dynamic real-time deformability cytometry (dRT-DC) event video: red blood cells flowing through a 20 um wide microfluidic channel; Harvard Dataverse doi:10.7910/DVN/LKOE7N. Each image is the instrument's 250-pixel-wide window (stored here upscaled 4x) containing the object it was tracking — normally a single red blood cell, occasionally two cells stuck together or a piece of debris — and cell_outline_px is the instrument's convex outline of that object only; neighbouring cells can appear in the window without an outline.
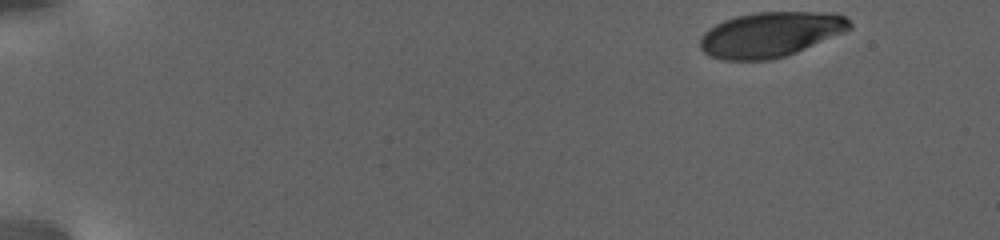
{"species": "human", "species_latin": "Homo sapiens", "temperature_condition": "warm", "stored_images_in_passage": 54, "camera_frame_rate_fps": 3000, "um_per_image_px": 0.085, "donor": {"sex": "female"}, "frame": {"image": 1, "passage_image": 1, "time_ms": 0.0, "image_size_px": [1000, 240], "cell_outline_px": [[852, 28], [844, 32], [796, 52], [772, 60], [724, 60], [712, 56], [704, 52], [700, 48], [700, 36], [708, 28], [724, 20], [736, 16], [756, 12], [836, 12], [844, 16], [852, 24]], "centroid_in_image_um": [65.49, 2.92], "position_along_channel_um": 19.5, "area_um2": 39.3}}
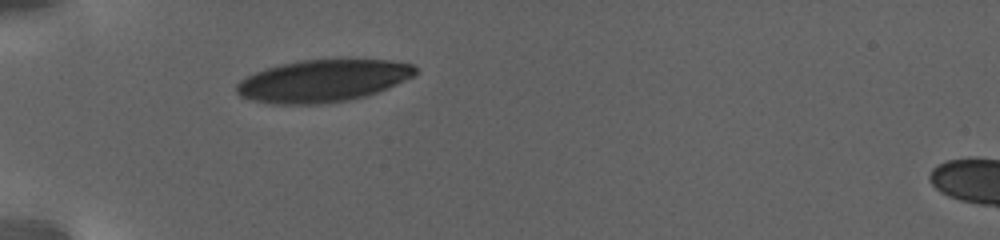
{"frame": {"image": 2, "passage_image": 39, "time_ms": 6.0, "image_size_px": [1000, 240], "cell_outline_px": [[416, 72], [412, 76], [388, 88], [368, 96], [348, 100], [320, 104], [272, 104], [252, 100], [240, 96], [236, 92], [236, 84], [240, 80], [256, 72], [280, 64], [300, 60], [348, 56], [388, 60], [412, 64], [416, 68]], "centroid_in_image_um": [27.48, 6.83], "position_along_channel_um": 57.5, "area_um2": 45.03}}
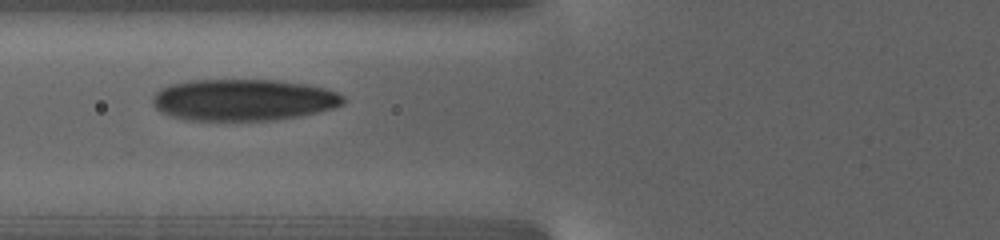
{"frame": {"image": 3, "passage_image": 53, "time_ms": 8.333, "image_size_px": [1000, 240], "cell_outline_px": [[344, 104], [332, 108], [300, 116], [276, 120], [184, 120], [160, 112], [156, 108], [152, 100], [152, 96], [160, 88], [168, 84], [188, 80], [280, 80], [304, 84], [324, 88], [336, 92], [344, 96]], "centroid_in_image_um": [20.65, 8.49], "position_along_channel_um": 105.2, "area_um2": 46.41}}